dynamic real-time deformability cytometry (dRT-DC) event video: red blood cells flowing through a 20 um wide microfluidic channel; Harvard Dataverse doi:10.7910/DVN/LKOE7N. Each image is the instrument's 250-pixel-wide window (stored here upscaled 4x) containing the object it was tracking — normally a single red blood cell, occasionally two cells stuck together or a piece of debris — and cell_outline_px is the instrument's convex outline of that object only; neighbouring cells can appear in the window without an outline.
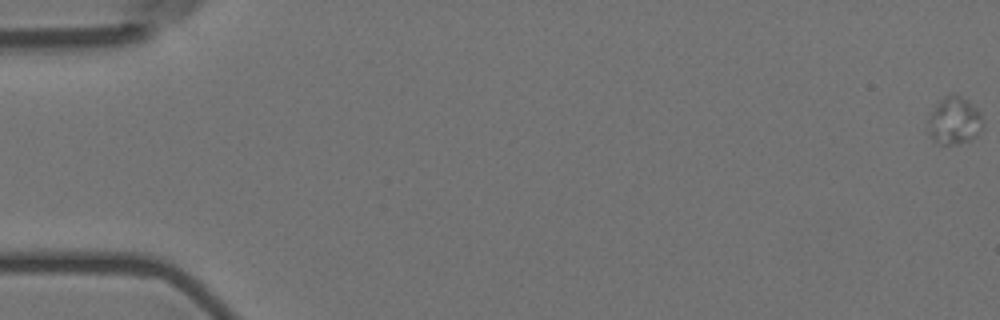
{"species": "Egyptian fruit bat (a non-hibernating species)", "species_latin": "Rousettus aegyptiacus", "temperature_condition": "room temperature", "stored_images_in_passage": 11, "camera_frame_rate_fps": 3000, "um_per_image_px": 0.085, "animal": {"sex": "female"}, "frame": {"image": 1, "passage_image": 1, "time_ms": 0.0, "image_size_px": [1000, 320], "cell_outline_px": [[984, 128], [972, 140], [956, 144], [936, 144], [928, 128], [928, 120], [936, 104], [944, 96], [956, 92], [968, 100], [976, 108], [984, 120]], "centroid_in_image_um": [81.16, 10.25], "position_along_channel_um": 3.8, "area_um2": 15.37}}